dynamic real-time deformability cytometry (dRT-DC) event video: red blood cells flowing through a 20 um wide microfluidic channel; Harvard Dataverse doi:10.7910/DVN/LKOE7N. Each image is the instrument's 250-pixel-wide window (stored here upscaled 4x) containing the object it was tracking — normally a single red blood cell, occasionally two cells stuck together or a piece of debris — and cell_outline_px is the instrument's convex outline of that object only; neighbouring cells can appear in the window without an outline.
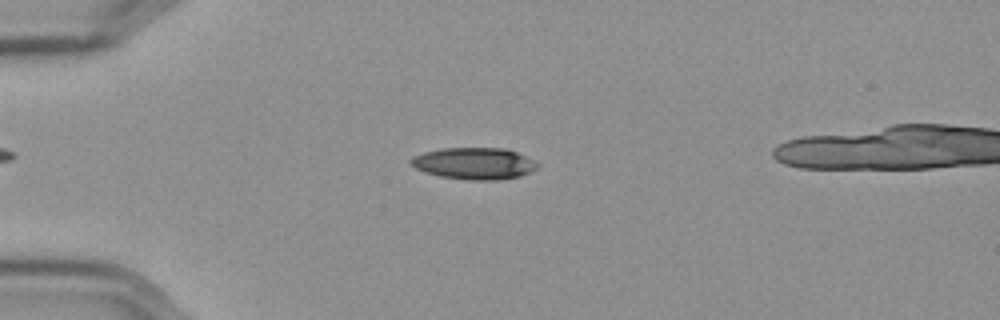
{"species": "Egyptian fruit bat (a non-hibernating species)", "species_latin": "Rousettus aegyptiacus", "temperature_condition": "cold", "stored_images_in_passage": 50, "camera_frame_rate_fps": 3000, "um_per_image_px": 0.085, "frame": {"image": 1, "passage_image": 10, "time_ms": 3.0, "image_size_px": [1000, 320], "cell_outline_px": [[540, 164], [532, 172], [520, 176], [500, 180], [468, 180], [440, 176], [424, 172], [416, 168], [408, 160], [412, 156], [424, 152], [440, 148], [504, 148], [516, 152], [536, 160]], "centroid_in_image_um": [40.33, 13.89], "position_along_channel_um": 44.7, "area_um2": 23.64}}
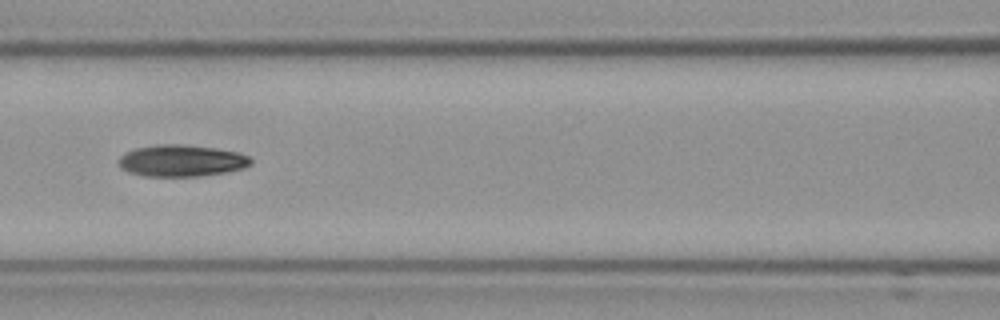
{"frame": {"image": 2, "passage_image": 21, "time_ms": 6.667, "image_size_px": [1000, 320], "cell_outline_px": [[252, 164], [244, 168], [224, 172], [200, 176], [144, 176], [128, 172], [120, 168], [116, 160], [124, 152], [136, 148], [160, 144], [180, 144], [216, 148], [236, 152], [248, 156], [252, 160]], "centroid_in_image_um": [15.38, 13.66], "position_along_channel_um": 151.2, "area_um2": 24.51}}
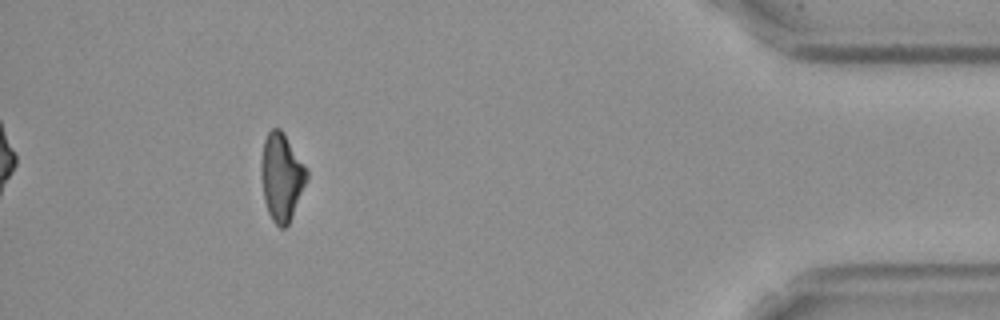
{"frame": {"image": 3, "passage_image": 47, "time_ms": 15.333, "image_size_px": [1000, 320], "cell_outline_px": [[308, 180], [288, 224], [284, 228], [280, 228], [272, 220], [268, 212], [264, 200], [260, 176], [260, 164], [264, 140], [268, 132], [272, 128], [280, 128], [284, 132], [308, 172]], "centroid_in_image_um": [23.91, 15.03], "position_along_channel_um": 411.3, "area_um2": 23.29}}